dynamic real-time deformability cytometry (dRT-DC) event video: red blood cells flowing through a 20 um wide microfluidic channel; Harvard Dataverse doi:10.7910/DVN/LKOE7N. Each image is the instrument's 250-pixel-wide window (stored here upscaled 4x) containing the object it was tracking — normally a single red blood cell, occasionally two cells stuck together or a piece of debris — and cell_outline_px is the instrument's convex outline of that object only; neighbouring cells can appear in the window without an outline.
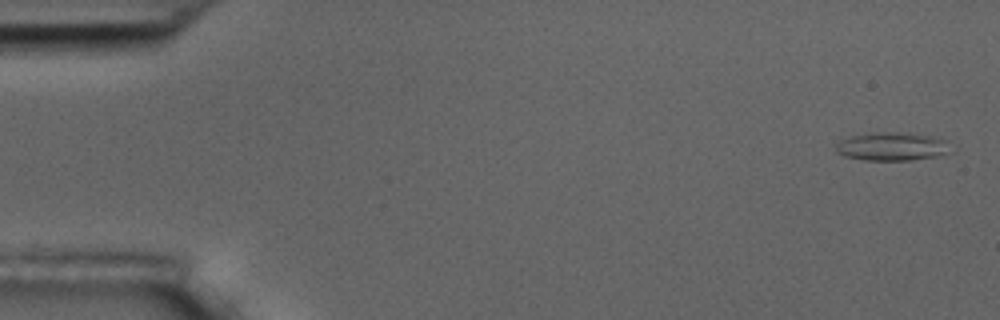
{"species": "common noctule bat (a hibernating species)", "species_latin": "Nyctalus noctula", "temperature_condition": "room temperature", "stored_images_in_passage": 5, "camera_frame_rate_fps": 3000, "um_per_image_px": 0.085, "animal": {"sex": "male", "body_mass_g": 17.5, "forearm_length_mm": 52.3}, "frame": {"image": 1, "passage_image": 5, "time_ms": 5.667, "image_size_px": [1000, 320], "cell_outline_px": [[956, 152], [944, 156], [912, 160], [864, 160], [844, 156], [836, 152], [836, 144], [840, 140], [852, 136], [868, 132], [908, 132], [936, 136], [948, 140]], "centroid_in_image_um": [75.97, 12.45], "position_along_channel_um": 9.0, "area_um2": 19.88}}